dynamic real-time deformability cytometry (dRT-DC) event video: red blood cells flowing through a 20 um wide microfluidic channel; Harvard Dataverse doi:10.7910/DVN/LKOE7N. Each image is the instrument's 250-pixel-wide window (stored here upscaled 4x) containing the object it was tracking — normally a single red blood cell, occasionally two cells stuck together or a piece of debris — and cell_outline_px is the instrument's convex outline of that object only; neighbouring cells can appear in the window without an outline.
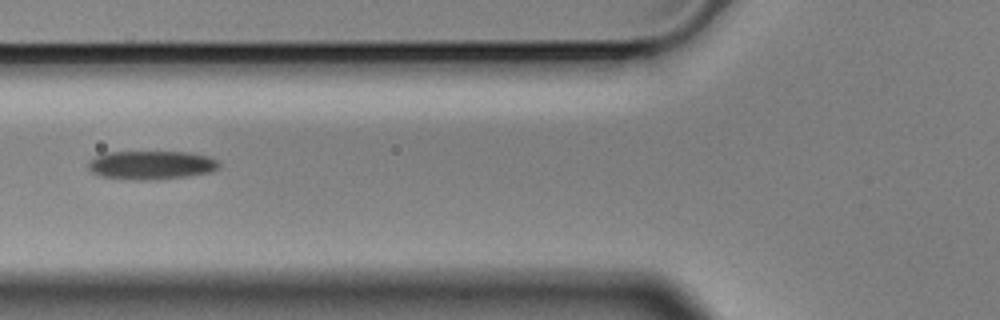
{"species": "Egyptian fruit bat (a non-hibernating species)", "species_latin": "Rousettus aegyptiacus", "temperature_condition": "cold", "stored_images_in_passage": 2, "camera_frame_rate_fps": 3000, "um_per_image_px": 0.085, "animal": {"sex": "male"}, "frame": {"image": 1, "passage_image": 2, "time_ms": 0.333, "image_size_px": [1000, 320], "cell_outline_px": [[220, 164], [212, 172], [188, 176], [148, 180], [140, 180], [100, 176], [92, 172], [88, 168], [88, 160], [96, 156], [108, 152], [188, 152], [208, 156], [220, 160]], "centroid_in_image_um": [12.87, 14.02], "position_along_channel_um": 112.9, "area_um2": 21.85}}